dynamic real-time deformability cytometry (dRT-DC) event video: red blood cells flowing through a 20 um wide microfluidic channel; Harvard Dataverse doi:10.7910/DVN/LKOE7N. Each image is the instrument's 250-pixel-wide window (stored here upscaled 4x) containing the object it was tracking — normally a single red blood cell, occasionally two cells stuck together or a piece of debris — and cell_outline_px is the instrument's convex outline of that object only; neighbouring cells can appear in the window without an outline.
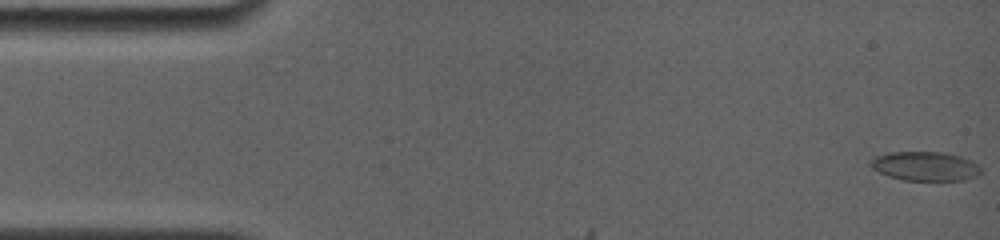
{"species": "common noctule bat (a hibernating species)", "species_latin": "Nyctalus noctula", "temperature_condition": "room temperature", "stored_images_in_passage": 8, "camera_frame_rate_fps": 4000, "um_per_image_px": 0.085, "animal": {"sex": "female", "body_mass_g": 19.0, "forearm_length_mm": 56.7}, "frame": {"image": 1, "passage_image": 1, "time_ms": 0.0, "image_size_px": [1000, 240], "cell_outline_px": [[980, 172], [976, 176], [964, 180], [904, 180], [888, 176], [872, 168], [872, 160], [876, 156], [888, 152], [944, 152], [960, 156], [976, 164], [980, 168]], "centroid_in_image_um": [78.63, 14.12], "position_along_channel_um": 6.4, "area_um2": 18.44}}